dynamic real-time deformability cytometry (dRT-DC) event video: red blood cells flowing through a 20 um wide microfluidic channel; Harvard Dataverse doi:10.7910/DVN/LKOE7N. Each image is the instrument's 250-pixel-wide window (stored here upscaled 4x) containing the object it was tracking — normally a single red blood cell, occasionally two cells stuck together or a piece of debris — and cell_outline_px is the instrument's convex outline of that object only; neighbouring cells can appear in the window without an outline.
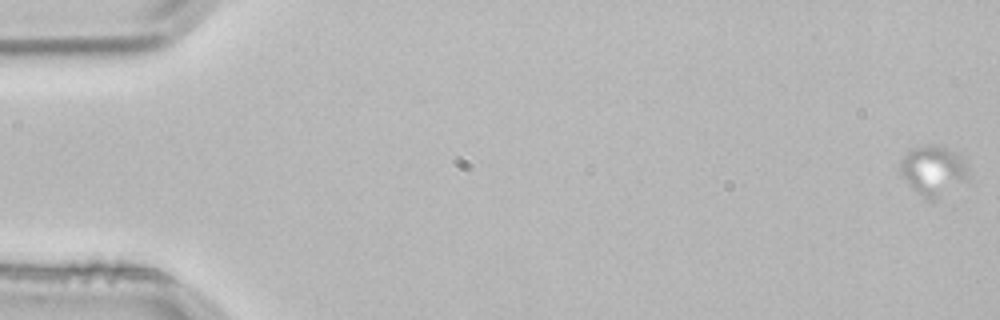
{"species": "common noctule bat (a hibernating species)", "species_latin": "Nyctalus noctula", "temperature_condition": "room temperature", "stored_images_in_passage": 5, "camera_frame_rate_fps": 3000, "um_per_image_px": 0.085, "animal": {"sex": "male", "body_mass_g": 21.5, "forearm_length_mm": 52.0}, "frame": {"image": 1, "passage_image": 1, "time_ms": 0.0, "image_size_px": [1000, 320], "cell_outline_px": [[968, 180], [936, 200], [928, 200], [916, 192], [908, 184], [900, 172], [900, 160], [904, 152], [908, 148], [924, 144], [940, 144], [948, 148], [964, 160], [968, 168]], "centroid_in_image_um": [79.3, 14.46], "position_along_channel_um": 5.7, "area_um2": 20.29}}
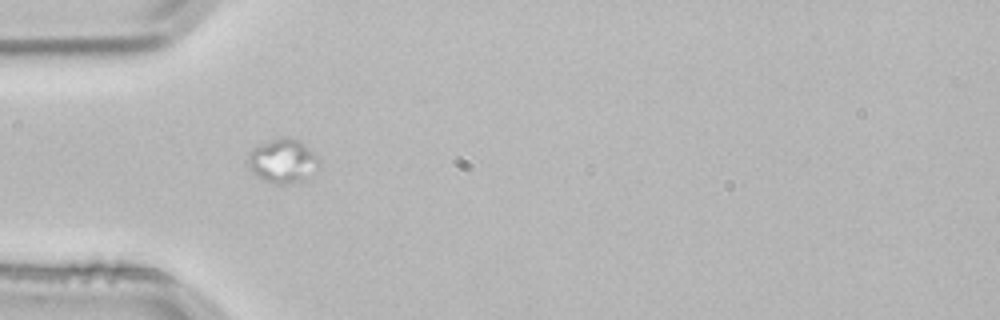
{"frame": {"image": 2, "passage_image": 4, "time_ms": 1.0, "image_size_px": [1000, 320], "cell_outline_px": [[320, 168], [304, 180], [292, 184], [276, 184], [264, 180], [256, 176], [244, 164], [248, 152], [252, 148], [268, 140], [284, 136], [288, 136], [300, 140], [320, 160]], "centroid_in_image_um": [24.0, 13.68], "position_along_channel_um": 61.0, "area_um2": 18.9}}
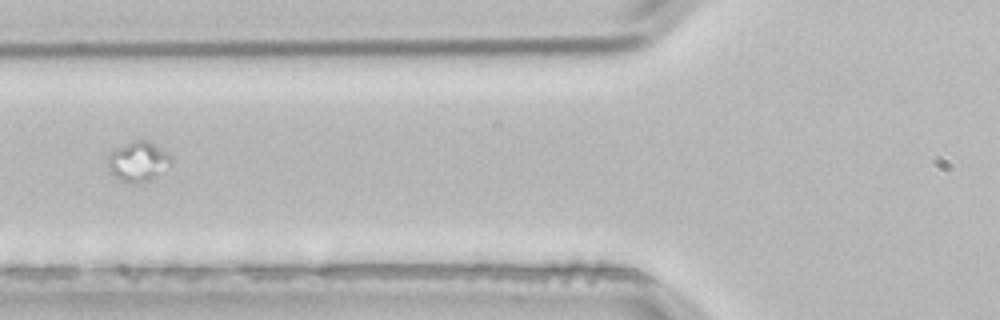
{"frame": {"image": 3, "passage_image": 5, "time_ms": 1.333, "image_size_px": [1000, 320], "cell_outline_px": [[172, 164], [148, 180], [136, 184], [128, 184], [112, 176], [108, 172], [108, 156], [116, 148], [132, 140], [148, 140], [172, 156]], "centroid_in_image_um": [11.71, 13.74], "position_along_channel_um": 114.1, "area_um2": 14.8}}